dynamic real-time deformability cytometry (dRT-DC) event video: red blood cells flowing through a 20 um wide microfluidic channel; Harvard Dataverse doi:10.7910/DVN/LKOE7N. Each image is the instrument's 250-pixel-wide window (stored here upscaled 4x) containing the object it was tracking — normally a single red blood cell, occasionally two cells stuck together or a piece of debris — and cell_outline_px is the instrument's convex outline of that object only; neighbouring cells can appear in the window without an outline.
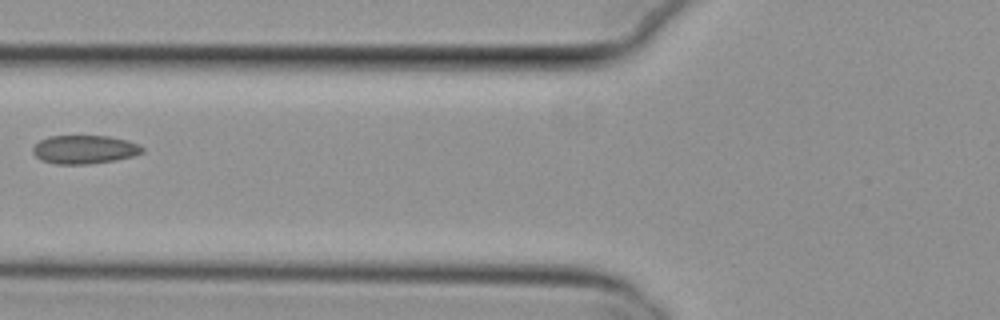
{"species": "common noctule bat (a hibernating species)", "species_latin": "Nyctalus noctula", "temperature_condition": "cold", "stored_images_in_passage": 9, "camera_frame_rate_fps": 3000, "um_per_image_px": 0.085, "animal": {"sex": "female", "body_mass_g": 29.2, "forearm_length_mm": 56.3}, "frame": {"image": 1, "passage_image": 8, "time_ms": 2.333, "image_size_px": [1000, 320], "cell_outline_px": [[144, 152], [132, 156], [116, 160], [88, 164], [56, 164], [40, 160], [32, 152], [32, 148], [40, 140], [48, 136], [108, 136], [128, 140], [144, 148]], "centroid_in_image_um": [7.16, 12.71], "position_along_channel_um": 118.6, "area_um2": 18.21}}
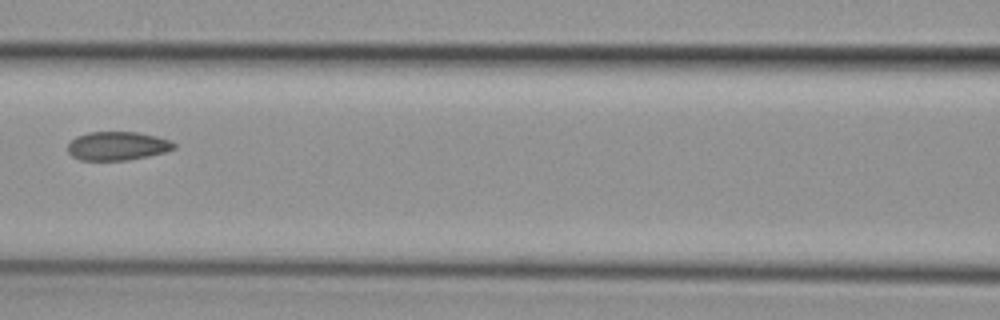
{"frame": {"image": 2, "passage_image": 9, "time_ms": 2.667, "image_size_px": [1000, 320], "cell_outline_px": [[176, 148], [164, 152], [148, 156], [128, 160], [80, 160], [72, 156], [68, 152], [68, 144], [76, 136], [88, 132], [136, 132], [156, 136], [172, 140], [176, 144]], "centroid_in_image_um": [9.99, 12.4], "position_along_channel_um": 156.6, "area_um2": 17.8}}